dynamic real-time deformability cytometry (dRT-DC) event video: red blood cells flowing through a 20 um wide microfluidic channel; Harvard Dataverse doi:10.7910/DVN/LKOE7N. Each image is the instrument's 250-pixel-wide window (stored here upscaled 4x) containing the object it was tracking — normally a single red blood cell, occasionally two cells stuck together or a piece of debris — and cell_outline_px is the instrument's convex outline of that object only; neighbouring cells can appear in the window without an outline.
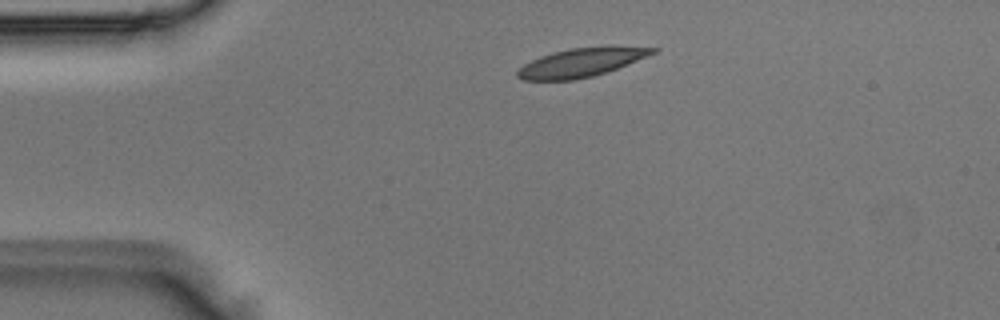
{"species": "Egyptian fruit bat (a non-hibernating species)", "species_latin": "Rousettus aegyptiacus", "temperature_condition": "room temperature", "stored_images_in_passage": 3, "camera_frame_rate_fps": 3000, "um_per_image_px": 0.085, "animal": {"sex": "male"}, "frame": {"image": 1, "passage_image": 2, "time_ms": 0.333, "image_size_px": [1000, 320], "cell_outline_px": [[660, 48], [656, 52], [616, 68], [592, 76], [576, 80], [524, 80], [516, 76], [516, 72], [524, 64], [540, 56], [552, 52], [568, 48], [612, 44]], "centroid_in_image_um": [49.43, 5.27], "position_along_channel_um": 35.6, "area_um2": 22.95}}